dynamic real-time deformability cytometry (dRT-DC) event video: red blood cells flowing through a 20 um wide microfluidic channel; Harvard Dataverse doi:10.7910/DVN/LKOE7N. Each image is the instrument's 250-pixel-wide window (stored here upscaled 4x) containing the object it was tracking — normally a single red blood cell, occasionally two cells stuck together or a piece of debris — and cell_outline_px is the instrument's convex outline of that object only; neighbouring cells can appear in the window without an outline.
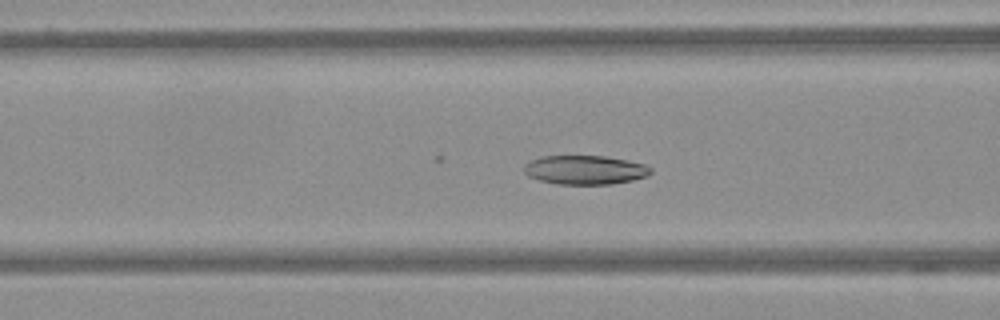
{"species": "Egyptian fruit bat (a non-hibernating species)", "species_latin": "Rousettus aegyptiacus", "temperature_condition": "warm", "stored_images_in_passage": 60, "camera_frame_rate_fps": 3000, "um_per_image_px": 0.085, "frame": {"image": 1, "passage_image": 24, "time_ms": 7.667, "image_size_px": [1000, 320], "cell_outline_px": [[652, 172], [648, 176], [632, 180], [612, 184], [556, 184], [540, 180], [528, 176], [524, 172], [524, 164], [540, 156], [604, 156], [628, 160], [644, 164], [652, 168]], "centroid_in_image_um": [49.74, 14.44], "position_along_channel_um": 116.9, "area_um2": 21.5}}
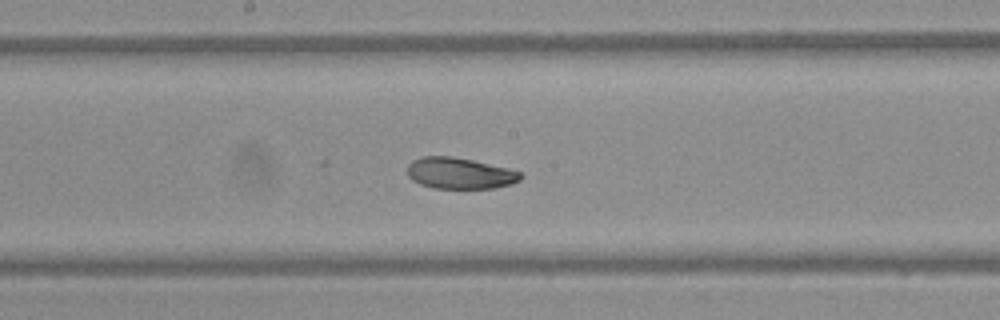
{"frame": {"image": 2, "passage_image": 32, "time_ms": 10.333, "image_size_px": [1000, 320], "cell_outline_px": [[524, 176], [520, 180], [512, 184], [496, 188], [432, 188], [420, 184], [412, 180], [408, 176], [408, 164], [412, 160], [424, 156], [452, 156], [472, 160], [508, 168], [520, 172]], "centroid_in_image_um": [39.09, 14.73], "position_along_channel_um": 209.1, "area_um2": 20.69}}
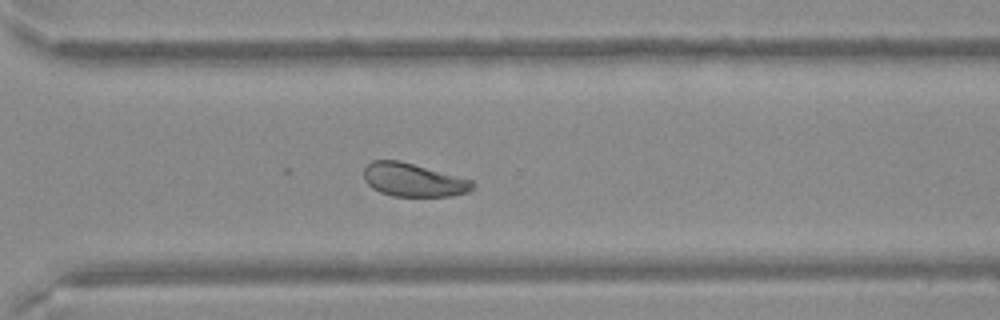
{"frame": {"image": 3, "passage_image": 43, "time_ms": 14.0, "image_size_px": [1000, 320], "cell_outline_px": [[472, 188], [468, 192], [452, 196], [392, 196], [380, 192], [372, 188], [364, 180], [364, 168], [372, 160], [400, 160], [472, 180]], "centroid_in_image_um": [35.09, 15.29], "position_along_channel_um": 335.5, "area_um2": 21.04}}